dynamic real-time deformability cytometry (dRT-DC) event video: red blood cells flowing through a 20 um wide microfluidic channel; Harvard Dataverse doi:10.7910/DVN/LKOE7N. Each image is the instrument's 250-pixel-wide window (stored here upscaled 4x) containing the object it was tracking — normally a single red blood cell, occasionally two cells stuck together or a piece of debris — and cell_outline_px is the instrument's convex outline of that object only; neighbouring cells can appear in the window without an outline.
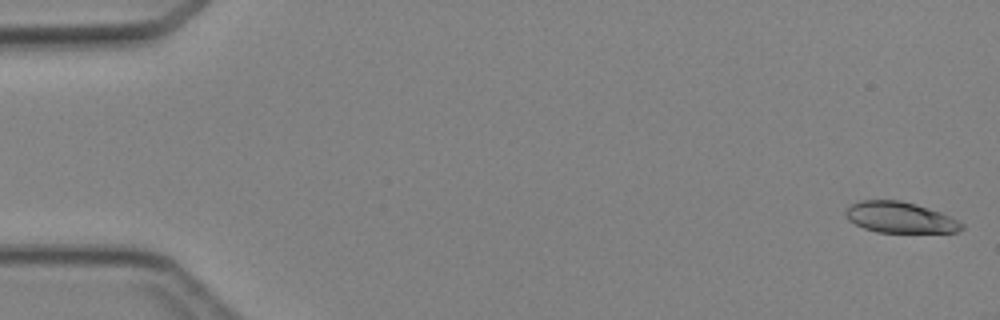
{"species": "Egyptian fruit bat (a non-hibernating species)", "species_latin": "Rousettus aegyptiacus", "temperature_condition": "cold", "stored_images_in_passage": 5, "camera_frame_rate_fps": 3000, "um_per_image_px": 0.085, "animal": {"sex": "female"}, "frame": {"image": 1, "passage_image": 1, "time_ms": 0.0, "image_size_px": [1000, 320], "cell_outline_px": [[964, 228], [956, 232], [876, 232], [864, 228], [848, 220], [844, 212], [852, 204], [860, 200], [900, 200], [916, 204], [940, 212], [964, 224]], "centroid_in_image_um": [76.48, 18.48], "position_along_channel_um": 8.5, "area_um2": 20.75}}
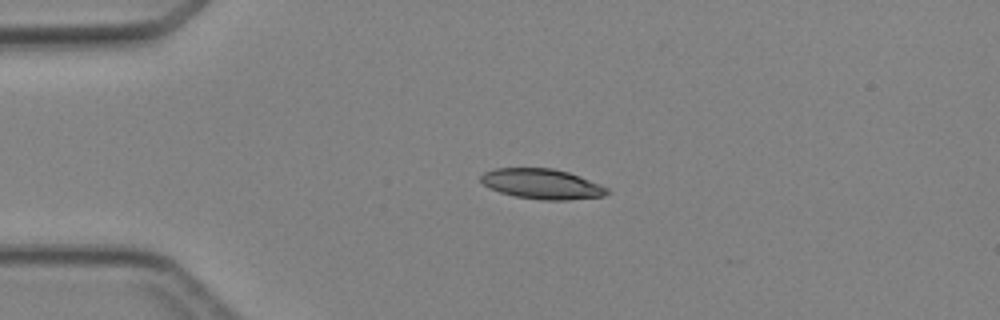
{"frame": {"image": 2, "passage_image": 4, "time_ms": 3.333, "image_size_px": [1000, 320], "cell_outline_px": [[608, 192], [604, 196], [568, 200], [540, 200], [516, 196], [500, 192], [484, 184], [480, 180], [480, 176], [484, 172], [496, 168], [552, 168], [568, 172], [580, 176], [608, 188]], "centroid_in_image_um": [46.07, 15.63], "position_along_channel_um": 38.9, "area_um2": 22.02}}